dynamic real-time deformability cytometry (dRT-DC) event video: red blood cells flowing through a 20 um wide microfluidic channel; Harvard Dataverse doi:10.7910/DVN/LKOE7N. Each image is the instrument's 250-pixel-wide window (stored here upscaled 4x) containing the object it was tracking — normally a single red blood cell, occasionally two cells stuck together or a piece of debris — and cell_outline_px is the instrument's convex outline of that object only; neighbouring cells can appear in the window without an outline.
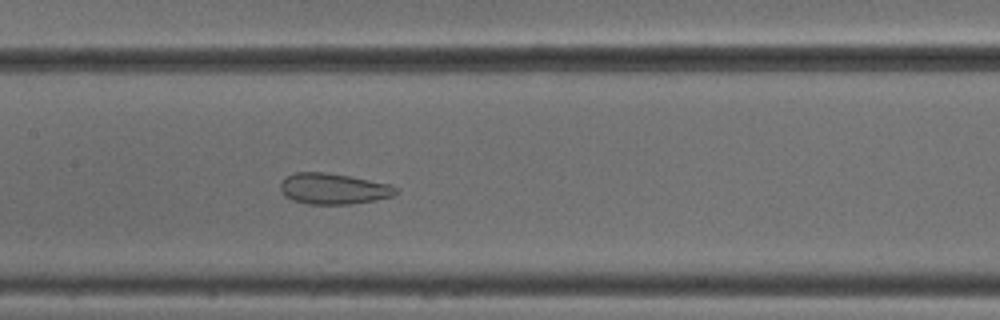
{"species": "common noctule bat (a hibernating species)", "species_latin": "Nyctalus noctula", "temperature_condition": "cold", "stored_images_in_passage": 53, "camera_frame_rate_fps": 3000, "um_per_image_px": 0.085, "animal": {"sex": "male", "body_mass_g": 18.8}, "frame": {"image": 1, "passage_image": 26, "time_ms": 8.333, "image_size_px": [1000, 320], "cell_outline_px": [[400, 192], [392, 196], [352, 204], [308, 204], [292, 200], [284, 196], [280, 188], [280, 180], [284, 176], [296, 172], [324, 172], [352, 176], [388, 184], [396, 188]], "centroid_in_image_um": [28.28, 16.03], "position_along_channel_um": 179.1, "area_um2": 20.92}}
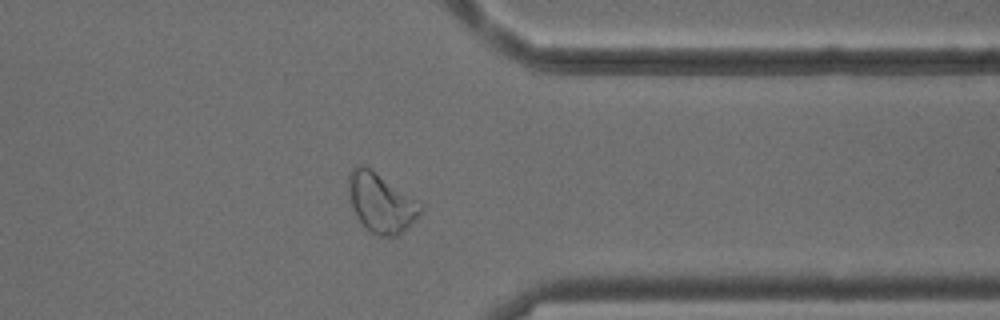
{"frame": {"image": 2, "passage_image": 42, "time_ms": 13.667, "image_size_px": [1000, 320], "cell_outline_px": [[424, 208], [396, 236], [380, 236], [372, 232], [356, 216], [352, 208], [348, 192], [348, 176], [352, 168], [356, 164], [364, 164], [424, 204]], "centroid_in_image_um": [32.35, 17.18], "position_along_channel_um": 379.1, "area_um2": 24.51}}
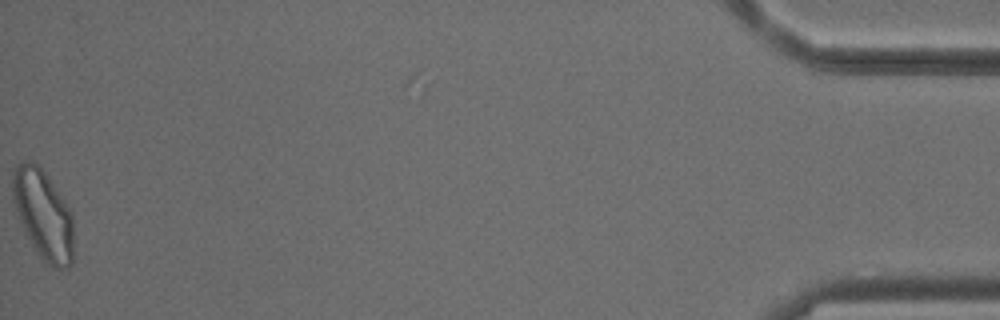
{"frame": {"image": 3, "passage_image": 53, "time_ms": 17.333, "image_size_px": [1000, 320], "cell_outline_px": [[72, 264], [68, 268], [52, 268], [44, 264], [36, 252], [24, 232], [16, 212], [12, 196], [12, 172], [20, 160], [32, 160], [48, 176], [72, 212]], "centroid_in_image_um": [3.65, 18.25], "position_along_channel_um": 431.6, "area_um2": 32.14}, "authors_computed_cell_mechanics": {"area_um2": 27.166, "velocity_mm_per_s": 3.8437, "shape_relaxation_time_tau1_ms": null, "shape_relaxation_time_tau2_ms": 1.1941, "deformation_change_tau1": null, "deformation_change_tau2": 0.0784}}